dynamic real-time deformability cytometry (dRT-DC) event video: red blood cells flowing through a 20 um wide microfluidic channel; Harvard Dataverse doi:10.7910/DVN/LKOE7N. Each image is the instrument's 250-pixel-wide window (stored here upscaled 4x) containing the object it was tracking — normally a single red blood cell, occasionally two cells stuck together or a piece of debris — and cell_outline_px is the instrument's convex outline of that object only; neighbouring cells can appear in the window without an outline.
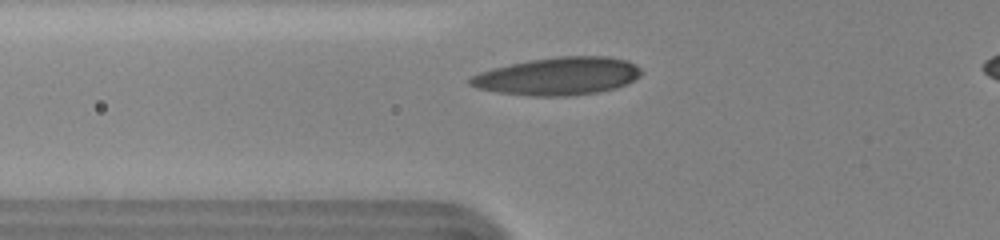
{"species": "human", "species_latin": "Homo sapiens", "temperature_condition": "cold", "stored_images_in_passage": 11, "camera_frame_rate_fps": 3000, "um_per_image_px": 0.085, "donor": {"sex": "female"}, "frame": {"image": 1, "passage_image": 10, "time_ms": 4.333, "image_size_px": [1000, 240], "cell_outline_px": [[640, 76], [628, 84], [616, 88], [596, 92], [564, 96], [532, 96], [500, 92], [476, 88], [468, 84], [468, 80], [472, 76], [480, 72], [492, 68], [508, 64], [528, 60], [560, 56], [608, 56], [628, 60], [636, 64], [640, 68]], "centroid_in_image_um": [47.44, 6.46], "position_along_channel_um": 78.4, "area_um2": 37.74}}